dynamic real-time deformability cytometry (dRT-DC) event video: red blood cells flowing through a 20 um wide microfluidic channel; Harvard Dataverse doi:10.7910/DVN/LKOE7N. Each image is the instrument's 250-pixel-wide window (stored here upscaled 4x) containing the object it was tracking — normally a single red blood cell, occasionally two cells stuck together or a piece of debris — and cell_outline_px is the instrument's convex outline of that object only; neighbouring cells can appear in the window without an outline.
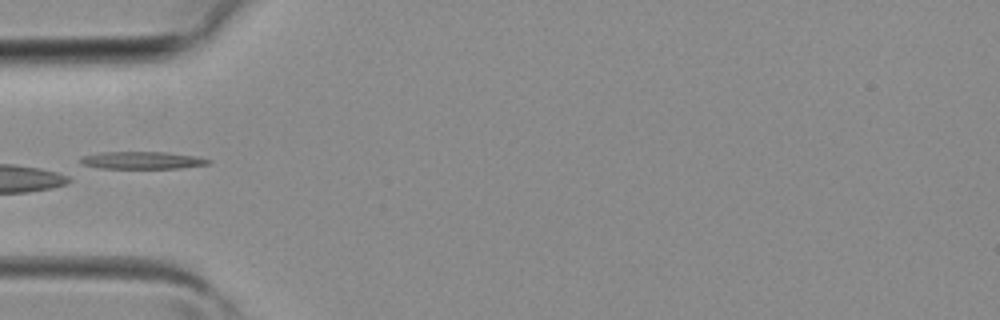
{"species": "common noctule bat (a hibernating species)", "species_latin": "Nyctalus noctula", "temperature_condition": "room temperature", "stored_images_in_passage": 3, "camera_frame_rate_fps": 3000, "um_per_image_px": 0.085, "animal": {"sex": "female", "body_mass_g": 19.3, "forearm_length_mm": 54.1}, "frame": {"image": 1, "passage_image": 3, "time_ms": 0.667, "image_size_px": [1000, 320], "cell_outline_px": [[212, 164], [180, 168], [80, 168], [80, 156], [100, 152], [168, 152], [196, 156], [212, 160]], "centroid_in_image_um": [11.99, 13.63], "position_along_channel_um": 73.0, "area_um2": 13.41}}